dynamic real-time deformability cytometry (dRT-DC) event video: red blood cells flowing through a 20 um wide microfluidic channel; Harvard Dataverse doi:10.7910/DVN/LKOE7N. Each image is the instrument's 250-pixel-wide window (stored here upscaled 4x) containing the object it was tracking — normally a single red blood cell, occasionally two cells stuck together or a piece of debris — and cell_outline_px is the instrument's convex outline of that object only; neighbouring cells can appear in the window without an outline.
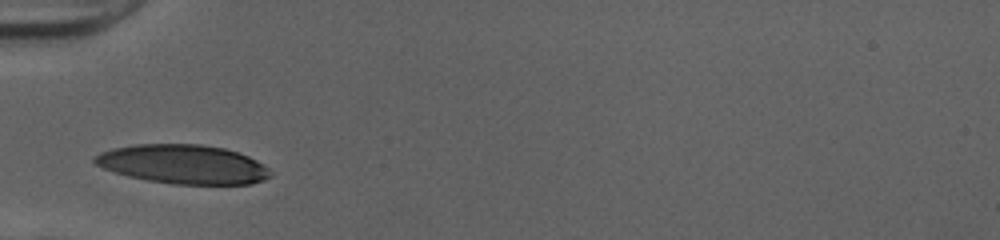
{"species": "human", "species_latin": "Homo sapiens", "temperature_condition": "cold", "stored_images_in_passage": 25, "camera_frame_rate_fps": 3000, "um_per_image_px": 0.085, "donor": {"sex": "female"}, "frame": {"image": 1, "passage_image": 1, "time_ms": 0.0, "image_size_px": [1000, 240], "cell_outline_px": [[272, 176], [264, 180], [252, 184], [176, 184], [148, 180], [128, 176], [104, 168], [96, 164], [92, 160], [92, 156], [100, 152], [116, 148], [136, 144], [200, 144], [224, 148], [248, 156], [264, 164], [272, 172]], "centroid_in_image_um": [15.6, 13.96], "position_along_channel_um": 69.4, "area_um2": 39.94}}
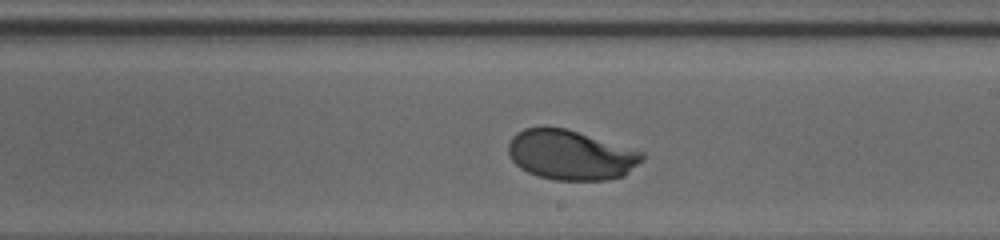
{"frame": {"image": 2, "passage_image": 14, "time_ms": 4.333, "image_size_px": [1000, 240], "cell_outline_px": [[644, 160], [624, 176], [604, 180], [556, 180], [540, 176], [528, 172], [520, 168], [512, 160], [508, 152], [508, 144], [512, 136], [516, 132], [524, 128], [540, 124], [544, 124], [568, 128], [644, 152]], "centroid_in_image_um": [48.49, 13.13], "position_along_channel_um": 240.5, "area_um2": 39.59}}
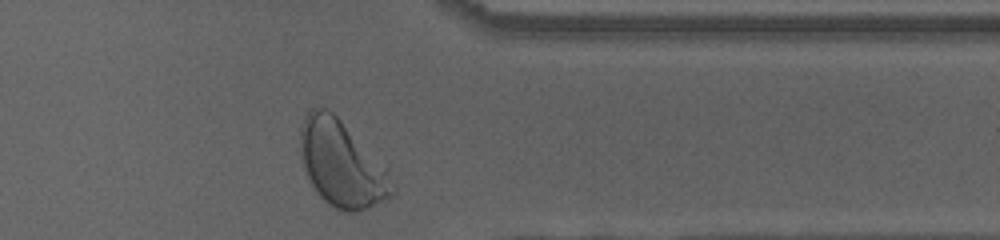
{"frame": {"image": 3, "passage_image": 25, "time_ms": 8.0, "image_size_px": [1000, 240], "cell_outline_px": [[396, 192], [392, 196], [368, 208], [356, 212], [340, 212], [328, 204], [312, 188], [304, 172], [300, 160], [300, 128], [304, 116], [312, 108], [328, 108], [388, 164], [396, 188]], "centroid_in_image_um": [29.08, 13.94], "position_along_channel_um": 382.3, "area_um2": 47.63}, "authors_computed_cell_mechanics": {"area_um2": 39.5352, "velocity_mm_per_s": 3.9814, "shape_relaxation_time_tau1_ms": 2.1392, "shape_relaxation_time_tau2_ms": null, "deformation_change_tau1": 0.1679, "deformation_change_tau2": null}}